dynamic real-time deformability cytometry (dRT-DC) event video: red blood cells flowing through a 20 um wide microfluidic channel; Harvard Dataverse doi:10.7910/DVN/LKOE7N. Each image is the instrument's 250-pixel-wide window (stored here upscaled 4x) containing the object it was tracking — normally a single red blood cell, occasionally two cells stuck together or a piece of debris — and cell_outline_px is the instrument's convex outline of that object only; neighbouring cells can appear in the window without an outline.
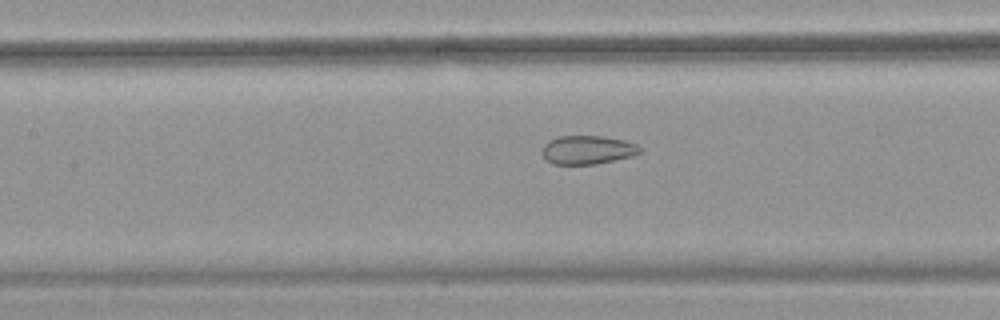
{"species": "common noctule bat (a hibernating species)", "species_latin": "Nyctalus noctula", "temperature_condition": "warm", "stored_images_in_passage": 37, "camera_frame_rate_fps": 3000, "um_per_image_px": 0.085, "animal": {"sex": "female", "body_mass_g": 18.4}, "frame": {"image": 1, "passage_image": 19, "time_ms": 6.0, "image_size_px": [1000, 320], "cell_outline_px": [[640, 152], [632, 156], [596, 164], [552, 164], [540, 152], [540, 148], [548, 140], [560, 136], [604, 136], [624, 140], [636, 144], [640, 148]], "centroid_in_image_um": [49.9, 12.73], "position_along_channel_um": 157.5, "area_um2": 16.36}}
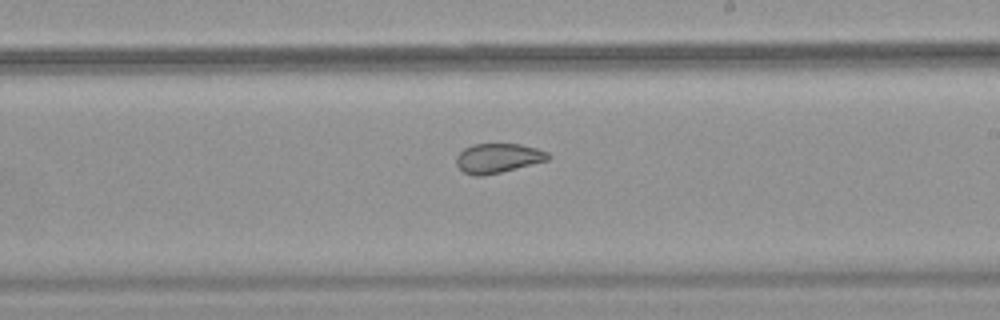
{"frame": {"image": 2, "passage_image": 26, "time_ms": 8.333, "image_size_px": [1000, 320], "cell_outline_px": [[552, 156], [548, 160], [484, 176], [472, 176], [464, 172], [456, 164], [456, 156], [464, 148], [472, 144], [520, 144], [536, 148], [548, 152]], "centroid_in_image_um": [42.31, 13.44], "position_along_channel_um": 246.7, "area_um2": 15.78}}
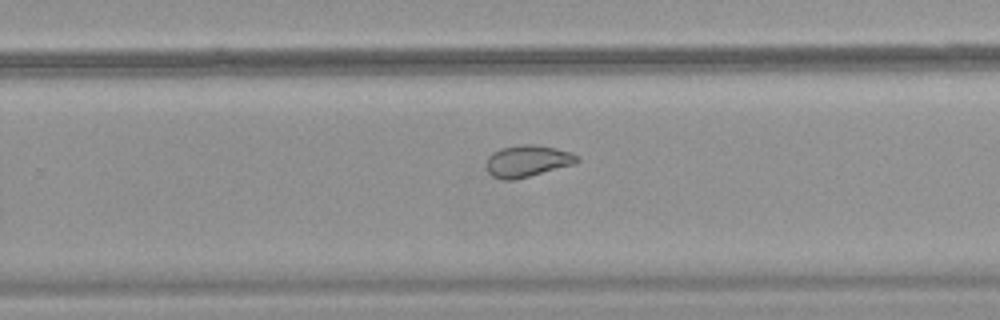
{"frame": {"image": 3, "passage_image": 29, "time_ms": 9.333, "image_size_px": [1000, 320], "cell_outline_px": [[580, 160], [576, 164], [512, 180], [504, 180], [492, 176], [488, 172], [488, 156], [492, 152], [500, 148], [524, 144], [532, 144], [556, 148], [580, 156]], "centroid_in_image_um": [44.85, 13.68], "position_along_channel_um": 284.9, "area_um2": 16.65}}